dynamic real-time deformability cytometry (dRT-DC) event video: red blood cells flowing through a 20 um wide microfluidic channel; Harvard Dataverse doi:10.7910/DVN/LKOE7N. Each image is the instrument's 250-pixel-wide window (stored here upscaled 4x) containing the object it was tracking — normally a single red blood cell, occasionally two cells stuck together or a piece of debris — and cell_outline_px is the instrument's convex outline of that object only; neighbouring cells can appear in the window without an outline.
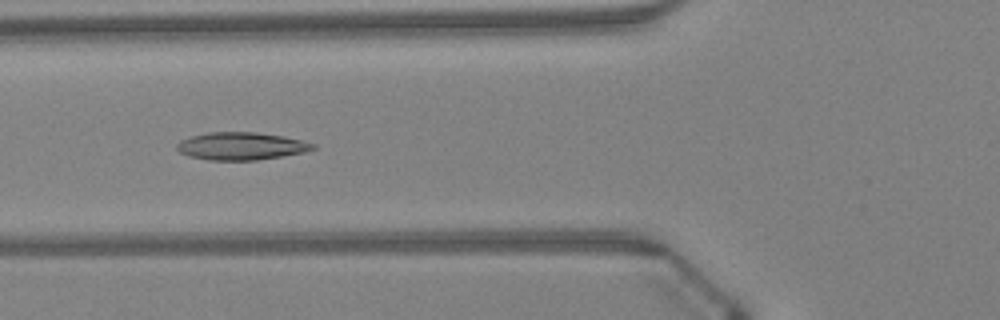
{"species": "Egyptian fruit bat (a non-hibernating species)", "species_latin": "Rousettus aegyptiacus", "temperature_condition": "warm", "stored_images_in_passage": 25, "camera_frame_rate_fps": 3000, "um_per_image_px": 0.085, "animal": {"sex": "female"}, "frame": {"image": 1, "passage_image": 5, "time_ms": 1.333, "image_size_px": [1000, 320], "cell_outline_px": [[316, 148], [304, 152], [256, 160], [208, 160], [188, 156], [180, 152], [176, 148], [176, 144], [180, 140], [192, 136], [208, 132], [256, 132], [284, 136], [316, 144]], "centroid_in_image_um": [20.47, 12.41], "position_along_channel_um": 105.3, "area_um2": 21.85}}
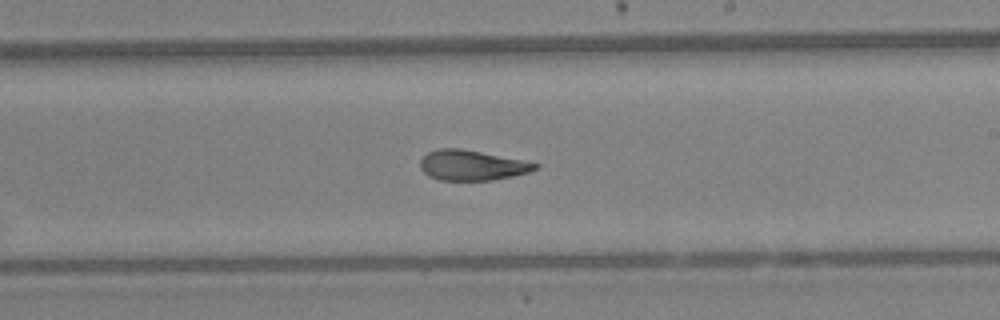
{"frame": {"image": 2, "passage_image": 15, "time_ms": 4.667, "image_size_px": [1000, 320], "cell_outline_px": [[540, 164], [536, 168], [528, 172], [512, 176], [488, 180], [440, 180], [428, 176], [420, 168], [420, 160], [428, 152], [440, 148], [460, 148]], "centroid_in_image_um": [40.05, 14.05], "position_along_channel_um": 249.0, "area_um2": 19.83}}
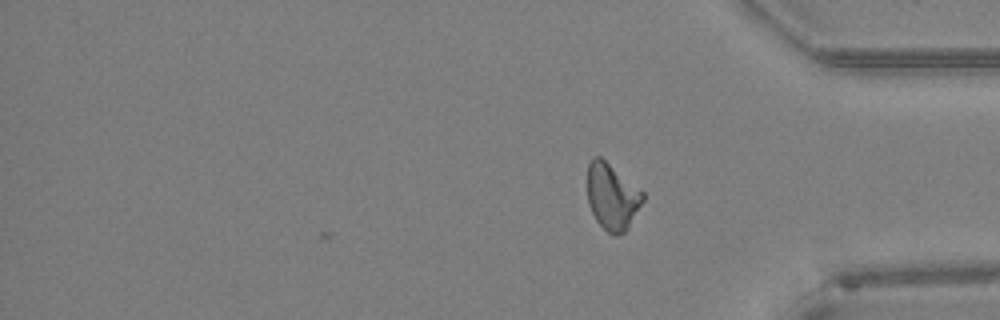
{"frame": {"image": 3, "passage_image": 25, "time_ms": 8.0, "image_size_px": [1000, 320], "cell_outline_px": [[644, 200], [624, 232], [616, 236], [608, 232], [596, 220], [588, 204], [588, 164], [592, 156], [600, 156], [644, 192]], "centroid_in_image_um": [52.02, 16.69], "position_along_channel_um": 383.2, "area_um2": 21.15}, "authors_computed_cell_mechanics": {"area_um2": 20.6346, "velocity_mm_per_s": 4.3252, "shape_relaxation_time_tau1_ms": 5.9419, "shape_relaxation_time_tau2_ms": 3.1045, "deformation_change_tau1": 0.1993, "deformation_change_tau2": 0.0975}}